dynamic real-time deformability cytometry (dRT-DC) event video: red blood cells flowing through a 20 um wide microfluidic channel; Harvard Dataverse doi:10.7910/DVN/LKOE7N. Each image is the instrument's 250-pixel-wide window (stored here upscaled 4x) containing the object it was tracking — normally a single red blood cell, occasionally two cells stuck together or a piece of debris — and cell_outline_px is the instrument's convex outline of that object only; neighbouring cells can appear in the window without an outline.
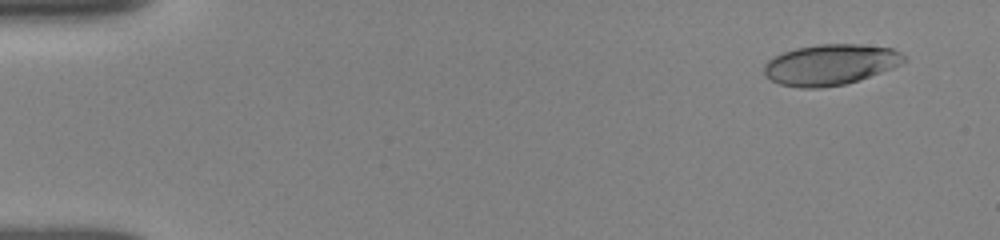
{"species": "human", "species_latin": "Homo sapiens", "temperature_condition": "room temperature", "stored_images_in_passage": 15, "camera_frame_rate_fps": 3000, "um_per_image_px": 0.085, "donor": {"sex": "female"}, "frame": {"image": 1, "passage_image": 2, "time_ms": 0.667, "image_size_px": [1000, 240], "cell_outline_px": [[908, 60], [892, 68], [860, 80], [844, 84], [820, 88], [800, 88], [780, 84], [764, 76], [764, 64], [772, 56], [796, 48], [820, 44], [856, 44], [892, 48], [900, 52]], "centroid_in_image_um": [70.56, 5.5], "position_along_channel_um": 14.4, "area_um2": 33.29}}
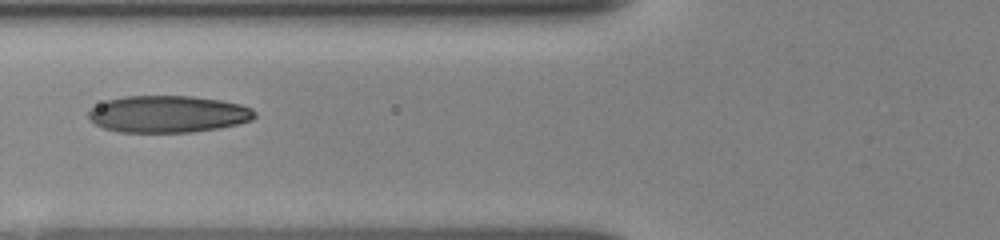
{"frame": {"image": 2, "passage_image": 11, "time_ms": 6.333, "image_size_px": [1000, 240], "cell_outline_px": [[256, 116], [252, 120], [220, 128], [192, 132], [116, 132], [104, 128], [96, 124], [88, 116], [88, 112], [92, 108], [108, 100], [128, 96], [192, 96], [220, 100], [240, 104], [252, 108], [256, 112]], "centroid_in_image_um": [14.32, 9.7], "position_along_channel_um": 111.5, "area_um2": 35.66}}
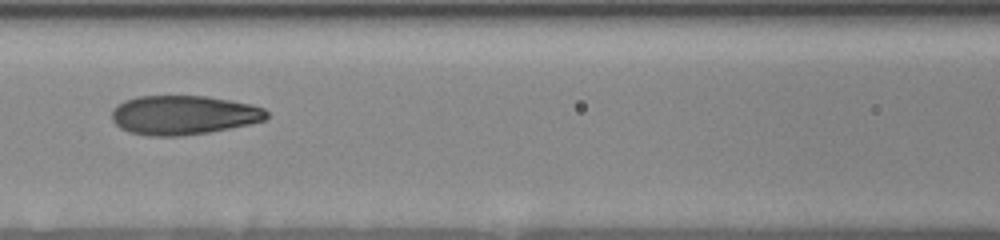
{"frame": {"image": 3, "passage_image": 13, "time_ms": 7.333, "image_size_px": [1000, 240], "cell_outline_px": [[268, 116], [264, 120], [248, 124], [208, 132], [180, 136], [148, 136], [128, 132], [120, 128], [112, 120], [112, 108], [124, 100], [136, 96], [204, 96], [232, 100], [252, 104], [264, 108], [268, 112]], "centroid_in_image_um": [15.57, 9.77], "position_along_channel_um": 151.0, "area_um2": 35.49}}